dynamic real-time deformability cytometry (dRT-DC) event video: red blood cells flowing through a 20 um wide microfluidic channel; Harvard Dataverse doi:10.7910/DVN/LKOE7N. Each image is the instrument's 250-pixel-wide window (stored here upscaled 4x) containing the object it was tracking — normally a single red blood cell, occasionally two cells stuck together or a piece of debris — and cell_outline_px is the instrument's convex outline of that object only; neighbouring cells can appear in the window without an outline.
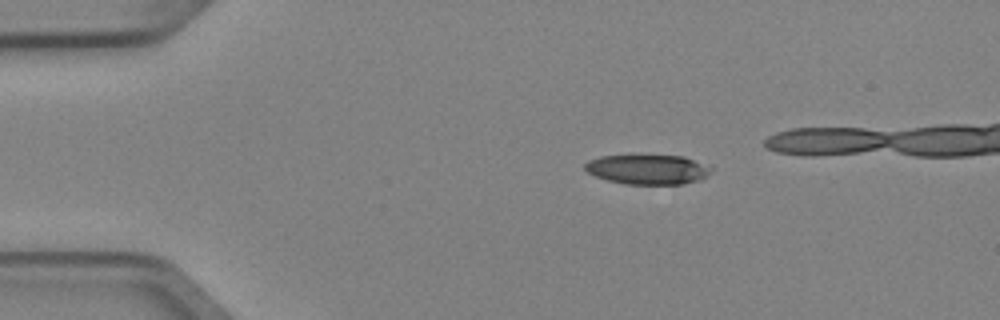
{"species": "Egyptian fruit bat (a non-hibernating species)", "species_latin": "Rousettus aegyptiacus", "temperature_condition": "cold", "stored_images_in_passage": 5, "camera_frame_rate_fps": 3000, "um_per_image_px": 0.085, "animal": {"sex": "female"}, "frame": {"image": 1, "passage_image": 2, "time_ms": 0.333, "image_size_px": [1000, 320], "cell_outline_px": [[712, 168], [704, 176], [696, 180], [684, 184], [624, 184], [608, 180], [596, 176], [588, 172], [584, 168], [584, 164], [588, 160], [600, 156], [684, 156]], "centroid_in_image_um": [54.99, 14.4], "position_along_channel_um": 30.0, "area_um2": 21.39}}
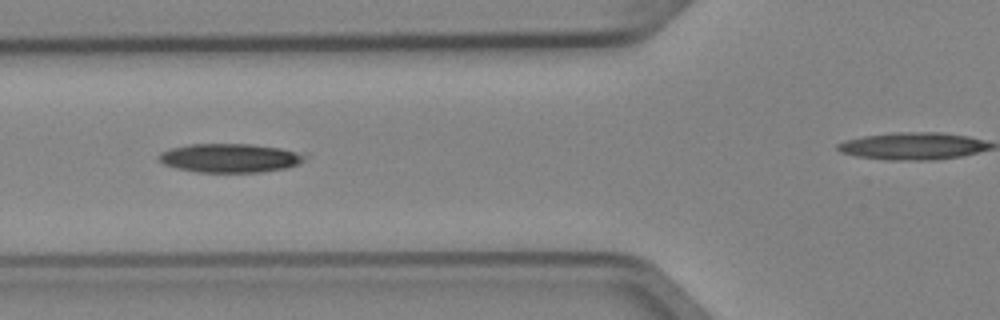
{"frame": {"image": 2, "passage_image": 5, "time_ms": 1.333, "image_size_px": [1000, 320], "cell_outline_px": [[304, 160], [300, 164], [288, 168], [260, 172], [196, 172], [176, 168], [164, 164], [156, 156], [160, 152], [168, 148], [188, 144], [252, 144], [280, 148], [296, 152], [304, 156]], "centroid_in_image_um": [19.49, 13.43], "position_along_channel_um": 106.3, "area_um2": 24.62}}